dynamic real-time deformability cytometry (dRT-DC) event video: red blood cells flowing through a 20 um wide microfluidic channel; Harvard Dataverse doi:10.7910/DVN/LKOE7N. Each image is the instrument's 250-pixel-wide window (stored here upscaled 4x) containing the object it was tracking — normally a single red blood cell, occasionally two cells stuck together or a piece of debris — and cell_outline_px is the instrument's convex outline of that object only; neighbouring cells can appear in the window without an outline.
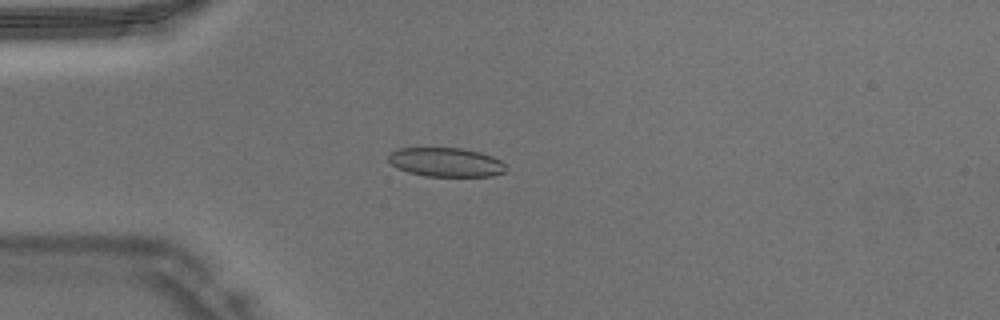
{"species": "Egyptian fruit bat (a non-hibernating species)", "species_latin": "Rousettus aegyptiacus", "temperature_condition": "warm", "stored_images_in_passage": 47, "camera_frame_rate_fps": 3000, "um_per_image_px": 0.085, "animal": {"sex": "male"}, "frame": {"image": 1, "passage_image": 13, "time_ms": 4.0, "image_size_px": [1000, 320], "cell_outline_px": [[504, 172], [492, 176], [424, 176], [408, 172], [396, 168], [388, 160], [388, 156], [396, 148], [464, 148], [480, 152], [492, 156], [500, 160], [504, 164]], "centroid_in_image_um": [37.88, 13.78], "position_along_channel_um": 47.1, "area_um2": 19.88}}
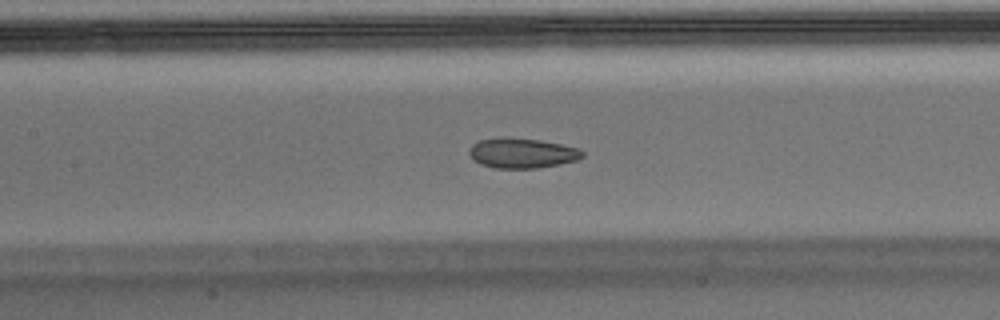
{"frame": {"image": 2, "passage_image": 22, "time_ms": 7.0, "image_size_px": [1000, 320], "cell_outline_px": [[584, 156], [580, 160], [560, 164], [536, 168], [492, 168], [480, 164], [472, 160], [468, 152], [472, 144], [480, 140], [504, 136], [540, 140], [580, 148], [584, 152]], "centroid_in_image_um": [44.37, 13.01], "position_along_channel_um": 163.0, "area_um2": 20.17}}
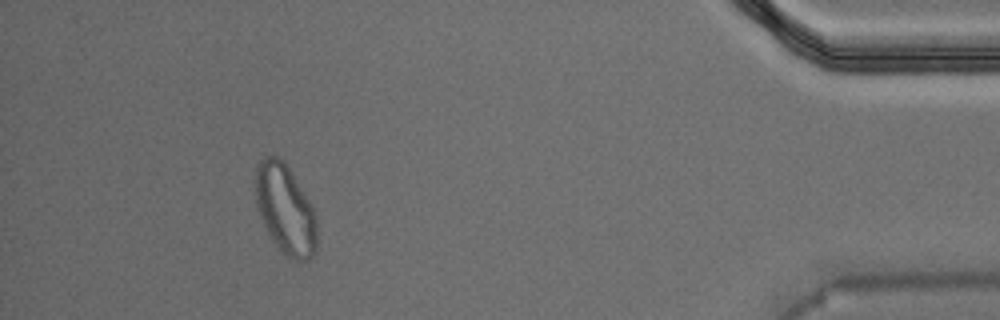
{"frame": {"image": 3, "passage_image": 43, "time_ms": 14.0, "image_size_px": [1000, 320], "cell_outline_px": [[316, 252], [308, 260], [296, 260], [288, 256], [276, 248], [260, 216], [256, 204], [256, 168], [260, 160], [264, 156], [276, 156], [284, 160], [312, 204], [316, 220]], "centroid_in_image_um": [24.26, 17.79], "position_along_channel_um": 410.9, "area_um2": 32.08}}